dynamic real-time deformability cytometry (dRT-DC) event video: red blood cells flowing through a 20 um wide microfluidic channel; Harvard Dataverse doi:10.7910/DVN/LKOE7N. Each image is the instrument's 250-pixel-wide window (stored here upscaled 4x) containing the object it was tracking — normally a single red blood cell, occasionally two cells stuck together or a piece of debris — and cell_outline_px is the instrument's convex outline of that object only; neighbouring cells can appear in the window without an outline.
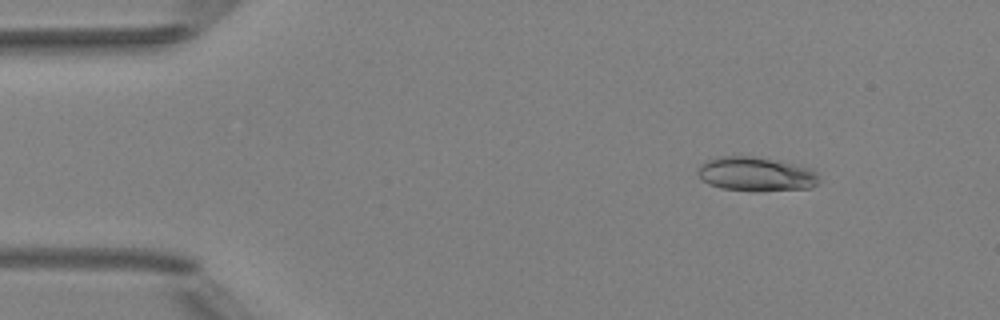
{"species": "Egyptian fruit bat (a non-hibernating species)", "species_latin": "Rousettus aegyptiacus", "temperature_condition": "room temperature", "stored_images_in_passage": 4, "camera_frame_rate_fps": 3000, "um_per_image_px": 0.085, "animal": {"sex": "female"}, "frame": {"image": 1, "passage_image": 1, "time_ms": 0.0, "image_size_px": [1000, 320], "cell_outline_px": [[820, 180], [812, 188], [756, 192], [720, 188], [708, 184], [700, 176], [700, 164], [708, 160], [720, 156], [756, 156], [812, 168], [820, 176]], "centroid_in_image_um": [64.32, 14.81], "position_along_channel_um": 20.7, "area_um2": 24.33}}
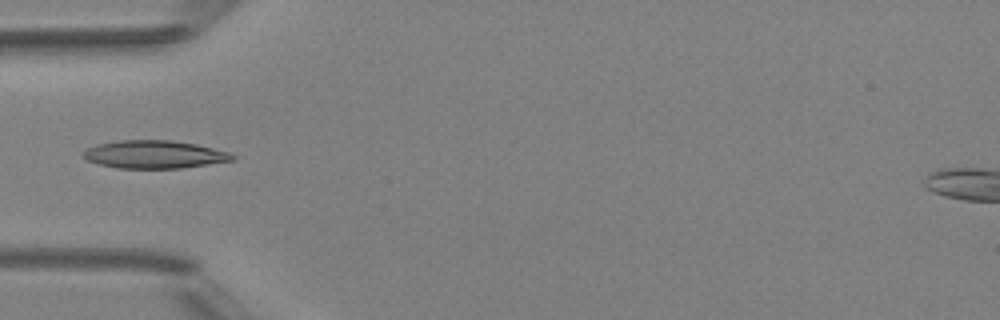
{"frame": {"image": 2, "passage_image": 4, "time_ms": 3.333, "image_size_px": [1000, 320], "cell_outline_px": [[236, 156], [232, 160], [180, 168], [116, 168], [100, 164], [88, 160], [84, 156], [84, 152], [88, 148], [96, 144], [120, 140], [172, 140], [196, 144], [228, 152]], "centroid_in_image_um": [13.1, 13.12], "position_along_channel_um": 71.9, "area_um2": 23.93}}